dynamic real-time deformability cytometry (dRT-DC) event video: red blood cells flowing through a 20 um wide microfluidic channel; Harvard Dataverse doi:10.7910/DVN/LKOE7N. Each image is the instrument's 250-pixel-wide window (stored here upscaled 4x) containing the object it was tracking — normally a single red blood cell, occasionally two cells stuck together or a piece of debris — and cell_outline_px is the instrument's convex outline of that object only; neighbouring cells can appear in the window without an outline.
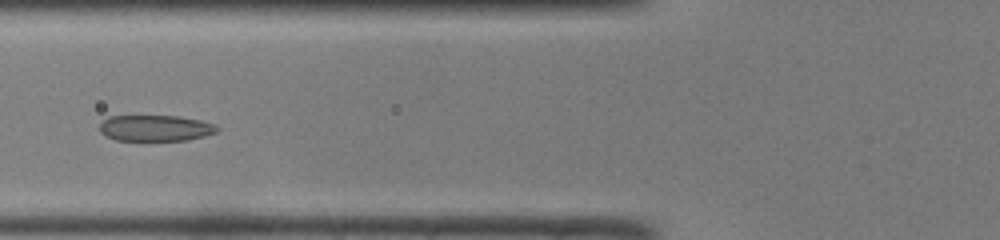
{"species": "common noctule bat (a hibernating species)", "species_latin": "Nyctalus noctula", "temperature_condition": "room temperature", "stored_images_in_passage": 48, "camera_frame_rate_fps": 3000, "um_per_image_px": 0.085, "animal": {"sex": "male", "body_mass_g": 19.0, "forearm_length_mm": 50.8}, "frame": {"image": 1, "passage_image": 18, "time_ms": 5.667, "image_size_px": [1000, 240], "cell_outline_px": [[220, 128], [216, 132], [204, 136], [188, 140], [148, 144], [116, 140], [100, 132], [100, 124], [108, 116], [180, 116], [200, 120], [216, 124]], "centroid_in_image_um": [13.22, 10.94], "position_along_channel_um": 112.6, "area_um2": 18.84}}
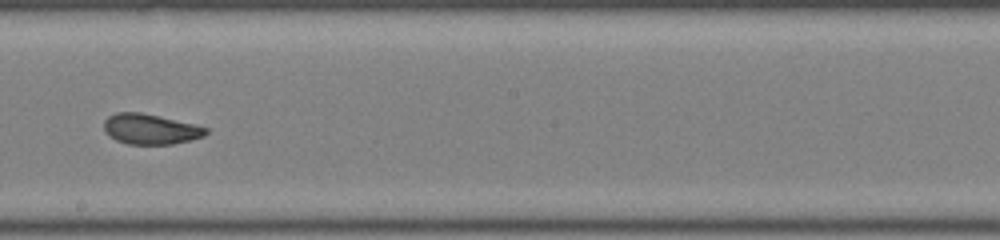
{"frame": {"image": 2, "passage_image": 27, "time_ms": 8.667, "image_size_px": [1000, 240], "cell_outline_px": [[208, 132], [204, 136], [172, 144], [128, 144], [116, 140], [108, 136], [104, 132], [104, 120], [108, 116], [116, 112], [140, 112], [196, 124], [208, 128]], "centroid_in_image_um": [12.76, 10.97], "position_along_channel_um": 235.4, "area_um2": 18.09}}
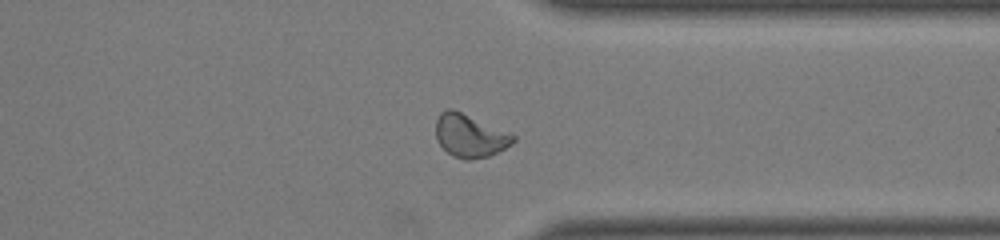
{"frame": {"image": 3, "passage_image": 37, "time_ms": 12.0, "image_size_px": [1000, 240], "cell_outline_px": [[516, 140], [512, 144], [488, 156], [472, 160], [464, 160], [452, 156], [436, 140], [436, 120], [440, 112], [448, 108], [452, 108], [512, 132], [516, 136]], "centroid_in_image_um": [39.96, 11.52], "position_along_channel_um": 371.4, "area_um2": 19.71}, "authors_computed_cell_mechanics": {"area_um2": 19.2763, "velocity_mm_per_s": 4.1049, "shape_relaxation_time_tau1_ms": 3.2073, "shape_relaxation_time_tau2_ms": 0.9555, "deformation_change_tau1": 0.1337, "deformation_change_tau2": 0.0664}}